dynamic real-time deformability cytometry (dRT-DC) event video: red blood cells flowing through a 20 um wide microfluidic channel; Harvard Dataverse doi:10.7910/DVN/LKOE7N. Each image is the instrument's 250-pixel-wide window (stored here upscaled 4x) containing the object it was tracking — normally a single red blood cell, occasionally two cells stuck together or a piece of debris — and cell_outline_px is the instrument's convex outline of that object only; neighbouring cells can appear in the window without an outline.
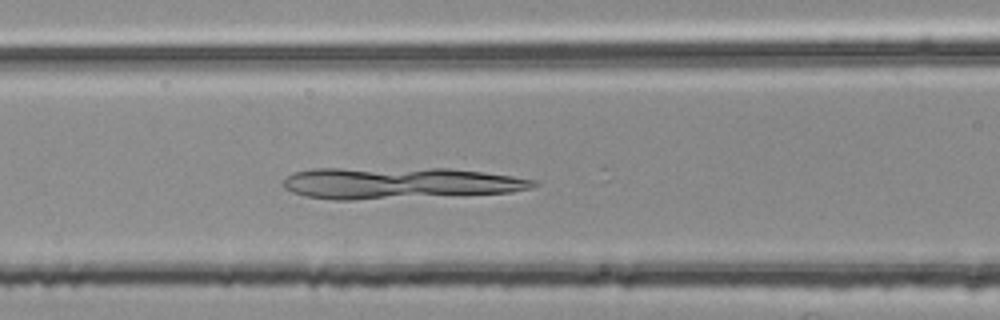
{"species": "common noctule bat (a hibernating species)", "species_latin": "Nyctalus noctula", "temperature_condition": "room temperature", "stored_images_in_passage": 7, "camera_frame_rate_fps": 3000, "um_per_image_px": 0.085, "animal": {"sex": "female", "body_mass_g": 25.1}, "frame": {"image": 1, "passage_image": 6, "time_ms": 1.667, "image_size_px": [1000, 320], "cell_outline_px": [[540, 184], [532, 188], [512, 192], [352, 200], [336, 200], [304, 196], [292, 192], [284, 188], [280, 184], [292, 172], [312, 168], [448, 168], [484, 172], [512, 176], [536, 180]], "centroid_in_image_um": [33.9, 15.55], "position_along_channel_um": 132.7, "area_um2": 46.24}}